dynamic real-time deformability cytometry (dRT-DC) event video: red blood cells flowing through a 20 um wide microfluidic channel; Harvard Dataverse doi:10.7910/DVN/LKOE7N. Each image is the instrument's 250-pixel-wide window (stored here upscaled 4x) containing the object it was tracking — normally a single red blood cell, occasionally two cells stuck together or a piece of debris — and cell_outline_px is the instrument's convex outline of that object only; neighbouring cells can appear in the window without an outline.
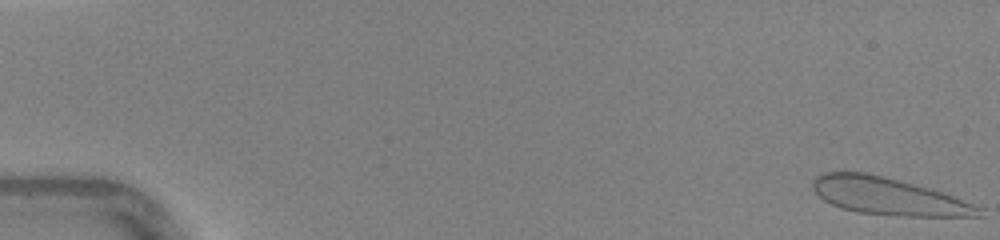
{"species": "human", "species_latin": "Homo sapiens", "temperature_condition": "warm", "stored_images_in_passage": 46, "camera_frame_rate_fps": 3000, "um_per_image_px": 0.085, "donor": {"sex": "female"}, "frame": {"image": 1, "passage_image": 1, "time_ms": 0.0, "image_size_px": [1000, 240], "cell_outline_px": [[984, 216], [896, 216], [856, 212], [840, 208], [824, 200], [812, 188], [812, 180], [816, 176], [824, 172], [864, 172], [884, 176], [928, 188], [952, 196], [984, 208]], "centroid_in_image_um": [75.5, 16.69], "position_along_channel_um": 9.5, "area_um2": 35.95}}
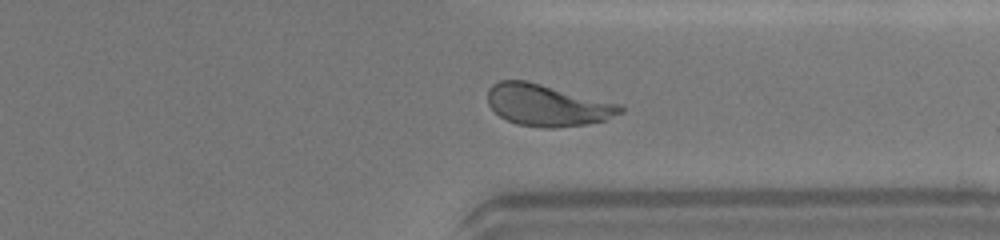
{"frame": {"image": 2, "passage_image": 36, "time_ms": 11.667, "image_size_px": [1000, 240], "cell_outline_px": [[624, 112], [604, 120], [584, 124], [556, 128], [544, 128], [516, 124], [500, 116], [488, 104], [488, 88], [492, 84], [500, 80], [524, 80], [620, 104], [624, 108]], "centroid_in_image_um": [46.5, 8.94], "position_along_channel_um": 364.9, "area_um2": 31.91}}
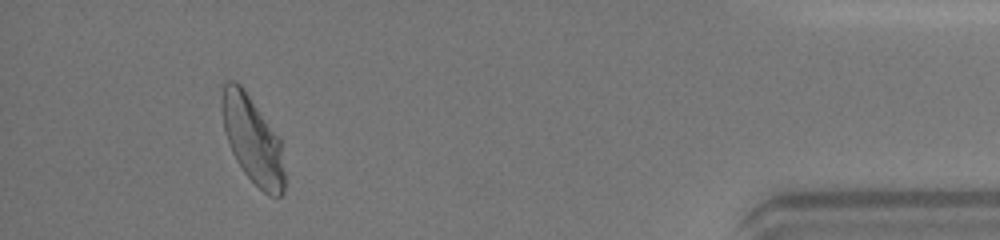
{"frame": {"image": 3, "passage_image": 43, "time_ms": 14.0, "image_size_px": [1000, 240], "cell_outline_px": [[284, 192], [280, 196], [268, 196], [244, 172], [236, 160], [232, 152], [224, 128], [224, 80], [236, 80], [244, 88], [280, 140], [284, 172]], "centroid_in_image_um": [21.49, 11.92], "position_along_channel_um": 413.7, "area_um2": 30.75}}